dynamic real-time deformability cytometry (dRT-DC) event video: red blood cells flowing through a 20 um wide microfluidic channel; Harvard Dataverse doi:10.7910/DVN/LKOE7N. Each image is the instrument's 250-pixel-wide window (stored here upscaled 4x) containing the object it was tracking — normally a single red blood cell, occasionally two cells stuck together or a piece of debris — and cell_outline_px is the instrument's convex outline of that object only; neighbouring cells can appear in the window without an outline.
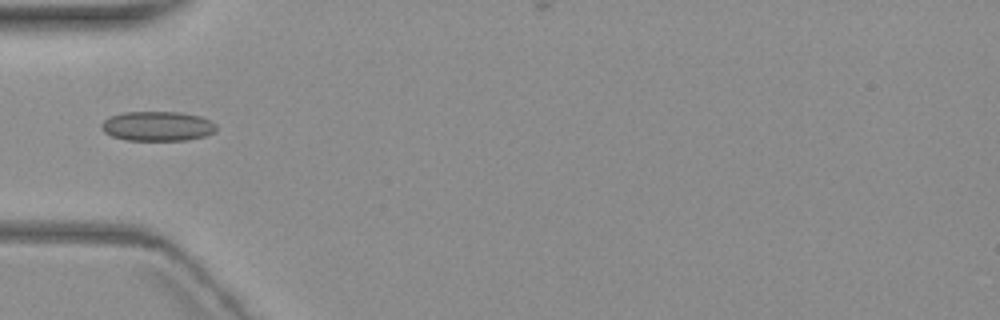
{"species": "common noctule bat (a hibernating species)", "species_latin": "Nyctalus noctula", "temperature_condition": "warm", "stored_images_in_passage": 6, "camera_frame_rate_fps": 3000, "um_per_image_px": 0.085, "animal": {"sex": "female", "body_mass_g": 19.3, "forearm_length_mm": 54.1}, "frame": {"image": 1, "passage_image": 4, "time_ms": 3.667, "image_size_px": [1000, 320], "cell_outline_px": [[216, 132], [204, 136], [188, 140], [124, 140], [112, 136], [104, 132], [100, 128], [100, 124], [108, 116], [124, 112], [180, 112], [200, 116], [216, 124]], "centroid_in_image_um": [13.35, 10.72], "position_along_channel_um": 71.6, "area_um2": 20.0}}
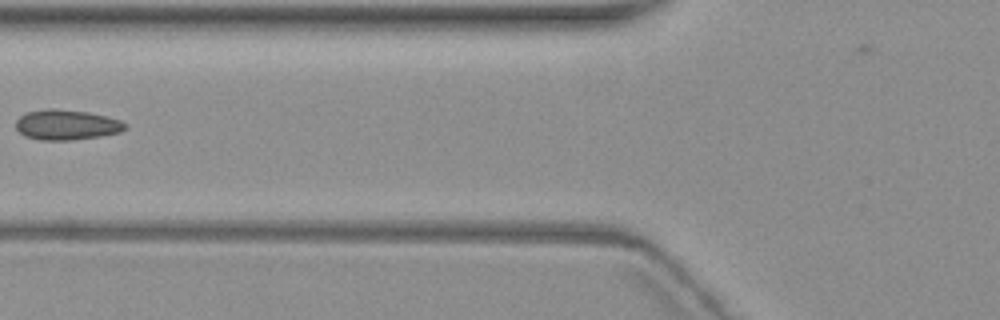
{"frame": {"image": 2, "passage_image": 5, "time_ms": 5.0, "image_size_px": [1000, 320], "cell_outline_px": [[128, 128], [120, 132], [100, 136], [72, 140], [40, 140], [24, 136], [16, 128], [16, 120], [24, 112], [44, 108], [56, 108], [88, 112], [120, 120], [128, 124]], "centroid_in_image_um": [5.64, 10.6], "position_along_channel_um": 120.2, "area_um2": 19.48}}
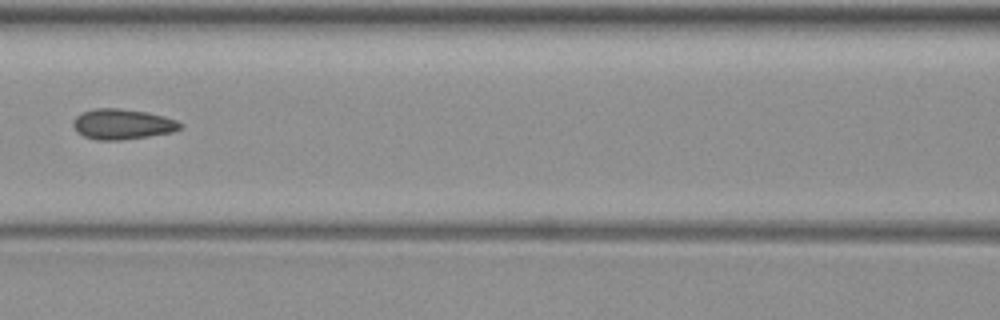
{"frame": {"image": 3, "passage_image": 6, "time_ms": 6.0, "image_size_px": [1000, 320], "cell_outline_px": [[184, 124], [180, 128], [172, 132], [124, 140], [96, 140], [84, 136], [76, 132], [72, 124], [72, 120], [80, 112], [96, 108], [120, 108], [148, 112], [164, 116], [176, 120]], "centroid_in_image_um": [10.37, 10.55], "position_along_channel_um": 156.2, "area_um2": 19.19}}